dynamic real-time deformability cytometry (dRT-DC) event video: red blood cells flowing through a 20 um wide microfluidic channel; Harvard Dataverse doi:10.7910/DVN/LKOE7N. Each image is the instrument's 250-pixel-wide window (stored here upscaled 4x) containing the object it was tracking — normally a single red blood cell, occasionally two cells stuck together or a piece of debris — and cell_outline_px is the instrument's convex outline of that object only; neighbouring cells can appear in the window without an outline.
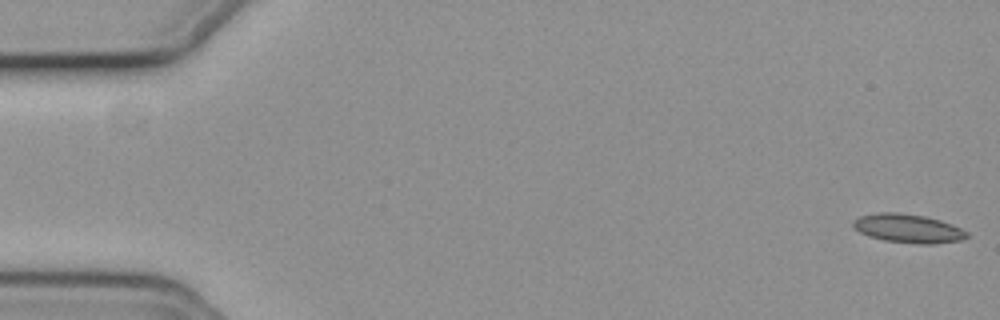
{"species": "common noctule bat (a hibernating species)", "species_latin": "Nyctalus noctula", "temperature_condition": "cold", "stored_images_in_passage": 15, "camera_frame_rate_fps": 3000, "um_per_image_px": 0.085, "animal": {"sex": "female", "body_mass_g": 19.3, "forearm_length_mm": 54.1}, "frame": {"image": 1, "passage_image": 1, "time_ms": 0.0, "image_size_px": [1000, 320], "cell_outline_px": [[968, 236], [960, 240], [932, 244], [920, 244], [884, 240], [868, 236], [860, 232], [852, 224], [852, 220], [860, 216], [880, 212], [896, 212], [924, 216], [940, 220], [960, 228], [968, 232]], "centroid_in_image_um": [77.17, 19.41], "position_along_channel_um": 7.8, "area_um2": 18.84}}
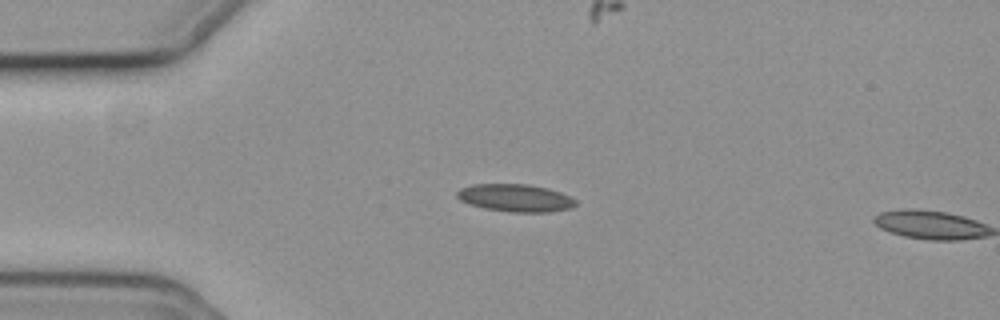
{"frame": {"image": 2, "passage_image": 14, "time_ms": 4.333, "image_size_px": [1000, 320], "cell_outline_px": [[576, 204], [572, 208], [548, 212], [508, 212], [484, 208], [468, 204], [460, 200], [456, 196], [456, 192], [460, 188], [472, 184], [528, 184], [548, 188], [560, 192], [576, 200]], "centroid_in_image_um": [43.78, 16.82], "position_along_channel_um": 41.2, "area_um2": 19.19}}